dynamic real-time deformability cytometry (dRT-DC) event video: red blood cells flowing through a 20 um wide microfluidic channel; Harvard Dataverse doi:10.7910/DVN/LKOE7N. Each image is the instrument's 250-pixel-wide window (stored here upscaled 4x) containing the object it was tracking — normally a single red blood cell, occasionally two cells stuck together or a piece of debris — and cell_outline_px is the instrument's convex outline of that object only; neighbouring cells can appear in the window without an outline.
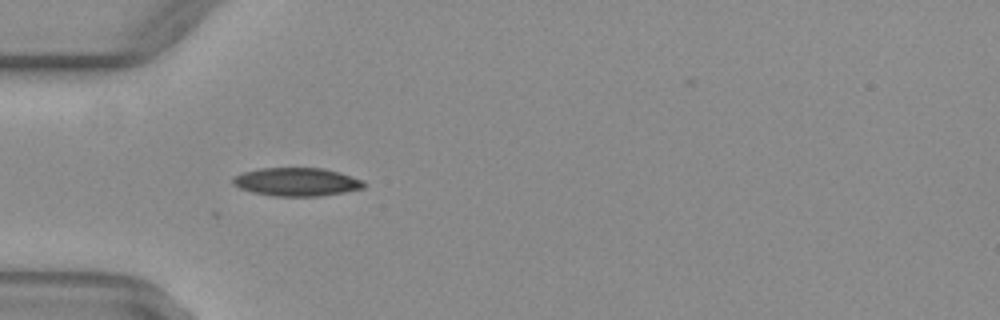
{"species": "common noctule bat (a hibernating species)", "species_latin": "Nyctalus noctula", "temperature_condition": "warm", "stored_images_in_passage": 38, "camera_frame_rate_fps": 3000, "um_per_image_px": 0.085, "animal": {"sex": "female", "body_mass_g": 29.2, "forearm_length_mm": 56.3}, "frame": {"image": 1, "passage_image": 3, "time_ms": 0.667, "image_size_px": [1000, 320], "cell_outline_px": [[364, 188], [344, 192], [320, 196], [276, 196], [252, 192], [240, 188], [232, 184], [232, 176], [244, 172], [260, 168], [324, 168], [340, 172], [364, 180]], "centroid_in_image_um": [25.21, 15.45], "position_along_channel_um": 59.8, "area_um2": 21.68}}
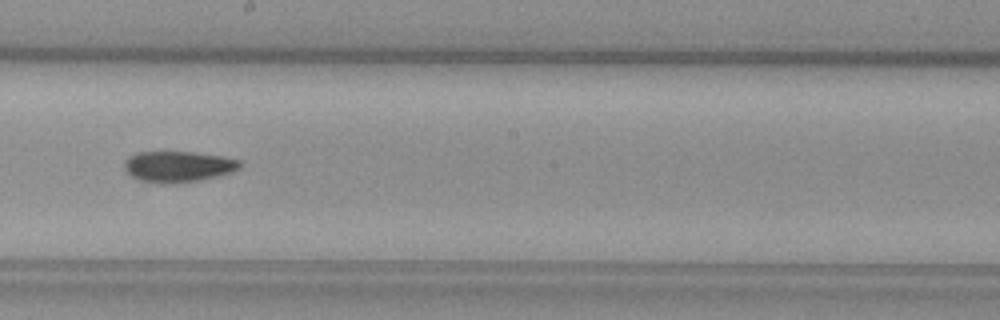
{"frame": {"image": 2, "passage_image": 16, "time_ms": 5.0, "image_size_px": [1000, 320], "cell_outline_px": [[244, 164], [240, 168], [232, 172], [216, 176], [176, 184], [160, 184], [140, 180], [132, 176], [124, 168], [124, 160], [128, 156], [140, 152], [192, 152], [220, 156], [240, 160]], "centroid_in_image_um": [15.14, 14.16], "position_along_channel_um": 233.1, "area_um2": 20.87}}
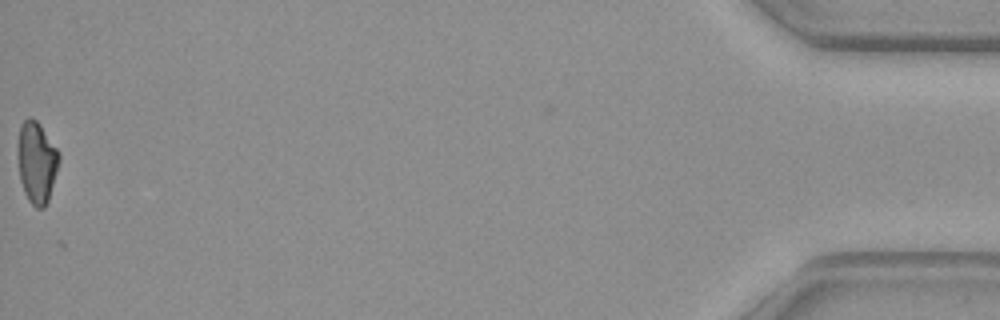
{"frame": {"image": 3, "passage_image": 38, "time_ms": 12.333, "image_size_px": [1000, 320], "cell_outline_px": [[60, 160], [48, 200], [44, 208], [36, 208], [28, 200], [24, 192], [20, 180], [16, 148], [16, 144], [20, 124], [28, 116], [32, 116], [40, 124], [60, 152]], "centroid_in_image_um": [3.09, 13.74], "position_along_channel_um": 432.1, "area_um2": 20.06}, "authors_computed_cell_mechanics": {"area_um2": 20.4612, "velocity_mm_per_s": 4.0912, "shape_relaxation_time_tau1_ms": null, "shape_relaxation_time_tau2_ms": 7.0189, "deformation_change_tau1": null, "deformation_change_tau2": 0.1227}}